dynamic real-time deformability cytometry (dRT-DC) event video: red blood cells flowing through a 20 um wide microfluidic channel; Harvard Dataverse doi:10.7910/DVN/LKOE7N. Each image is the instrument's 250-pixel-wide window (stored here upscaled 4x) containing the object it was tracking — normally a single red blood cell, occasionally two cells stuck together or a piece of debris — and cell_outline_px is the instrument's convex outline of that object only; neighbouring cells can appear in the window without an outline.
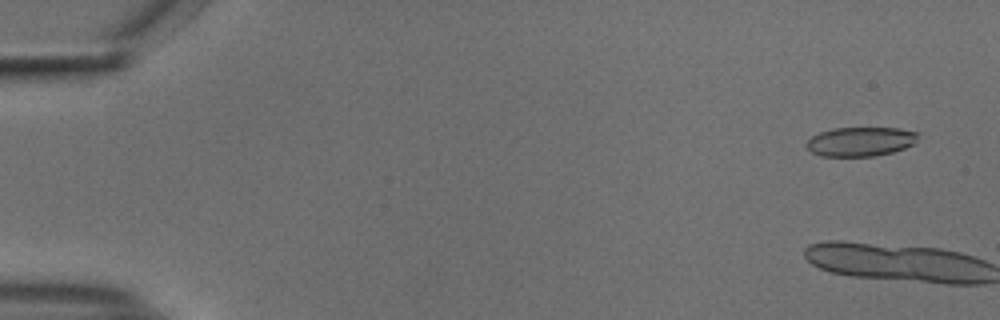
{"species": "common noctule bat (a hibernating species)", "species_latin": "Nyctalus noctula", "temperature_condition": "cold", "stored_images_in_passage": 4, "camera_frame_rate_fps": 3000, "um_per_image_px": 0.085, "animal": {"sex": "male", "body_mass_g": 18.8}, "frame": {"image": 1, "passage_image": 3, "time_ms": 0.667, "image_size_px": [1000, 320], "cell_outline_px": [[920, 132], [916, 140], [912, 144], [904, 148], [892, 152], [876, 156], [820, 156], [812, 152], [804, 144], [812, 136], [820, 132], [832, 128], [900, 128]], "centroid_in_image_um": [73.14, 12.03], "position_along_channel_um": 11.9, "area_um2": 19.07}}